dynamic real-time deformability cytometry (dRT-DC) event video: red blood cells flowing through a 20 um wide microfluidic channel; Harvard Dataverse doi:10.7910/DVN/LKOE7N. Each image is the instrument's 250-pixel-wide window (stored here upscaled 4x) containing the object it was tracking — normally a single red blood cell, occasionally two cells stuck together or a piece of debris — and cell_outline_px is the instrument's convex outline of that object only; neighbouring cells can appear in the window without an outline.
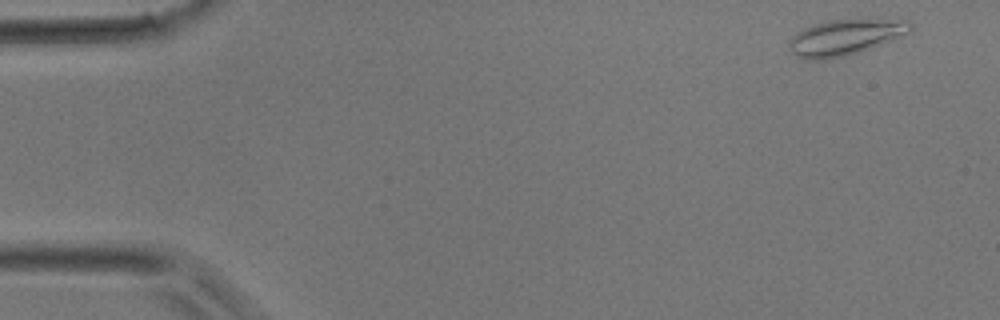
{"species": "common noctule bat (a hibernating species)", "species_latin": "Nyctalus noctula", "temperature_condition": "room temperature", "stored_images_in_passage": 3, "camera_frame_rate_fps": 3000, "um_per_image_px": 0.085, "animal": {"sex": "male", "body_mass_g": 17.9}, "frame": {"image": 1, "passage_image": 1, "time_ms": 0.0, "image_size_px": [1000, 320], "cell_outline_px": [[912, 28], [908, 32], [892, 40], [860, 52], [844, 56], [820, 60], [808, 60], [796, 56], [788, 48], [788, 40], [796, 32], [804, 28], [828, 20], [912, 20]], "centroid_in_image_um": [71.79, 3.18], "position_along_channel_um": 13.2, "area_um2": 25.09}}